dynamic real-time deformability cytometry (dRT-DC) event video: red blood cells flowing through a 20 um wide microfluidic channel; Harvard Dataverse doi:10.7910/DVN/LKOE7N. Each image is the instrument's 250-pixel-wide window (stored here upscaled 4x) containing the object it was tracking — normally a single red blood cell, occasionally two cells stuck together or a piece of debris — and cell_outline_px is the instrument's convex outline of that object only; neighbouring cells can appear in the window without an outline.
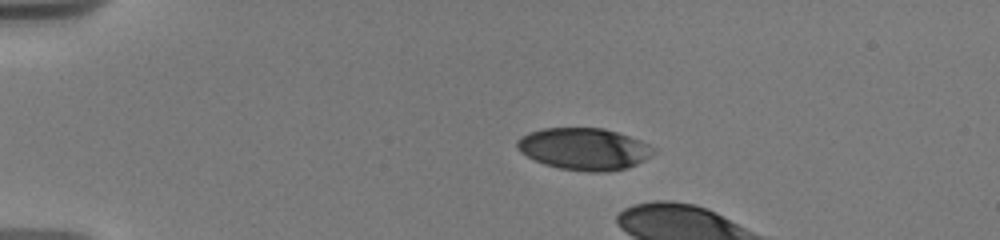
{"species": "human", "species_latin": "Homo sapiens", "temperature_condition": "warm", "stored_images_in_passage": 3, "camera_frame_rate_fps": 3000, "um_per_image_px": 0.085, "donor": {"sex": "male"}, "frame": {"image": 1, "passage_image": 1, "time_ms": 0.0, "image_size_px": [1000, 240], "cell_outline_px": [[656, 152], [644, 160], [628, 168], [608, 172], [588, 172], [560, 168], [544, 164], [520, 152], [516, 148], [516, 140], [520, 136], [528, 132], [544, 128], [604, 128], [640, 140], [656, 148]], "centroid_in_image_um": [49.64, 12.66], "position_along_channel_um": 35.4, "area_um2": 33.47}}